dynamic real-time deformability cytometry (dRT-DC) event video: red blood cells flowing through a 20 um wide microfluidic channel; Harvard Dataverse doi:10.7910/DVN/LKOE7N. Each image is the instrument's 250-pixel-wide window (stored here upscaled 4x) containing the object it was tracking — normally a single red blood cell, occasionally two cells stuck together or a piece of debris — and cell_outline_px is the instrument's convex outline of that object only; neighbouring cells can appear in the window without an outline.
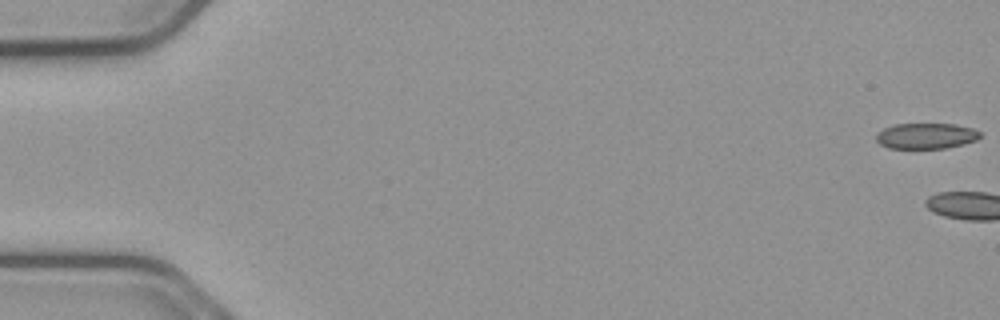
{"species": "common noctule bat (a hibernating species)", "species_latin": "Nyctalus noctula", "temperature_condition": "cold", "stored_images_in_passage": 3, "camera_frame_rate_fps": 3000, "um_per_image_px": 0.085, "animal": {"sex": "male", "body_mass_g": 23.1, "forearm_length_mm": 52.7}, "frame": {"image": 1, "passage_image": 1, "time_ms": 0.0, "image_size_px": [1000, 320], "cell_outline_px": [[980, 136], [976, 140], [964, 144], [944, 148], [888, 148], [880, 144], [876, 140], [876, 132], [884, 128], [896, 124], [956, 124], [972, 128], [980, 132]], "centroid_in_image_um": [78.7, 11.55], "position_along_channel_um": 6.3, "area_um2": 15.55}}